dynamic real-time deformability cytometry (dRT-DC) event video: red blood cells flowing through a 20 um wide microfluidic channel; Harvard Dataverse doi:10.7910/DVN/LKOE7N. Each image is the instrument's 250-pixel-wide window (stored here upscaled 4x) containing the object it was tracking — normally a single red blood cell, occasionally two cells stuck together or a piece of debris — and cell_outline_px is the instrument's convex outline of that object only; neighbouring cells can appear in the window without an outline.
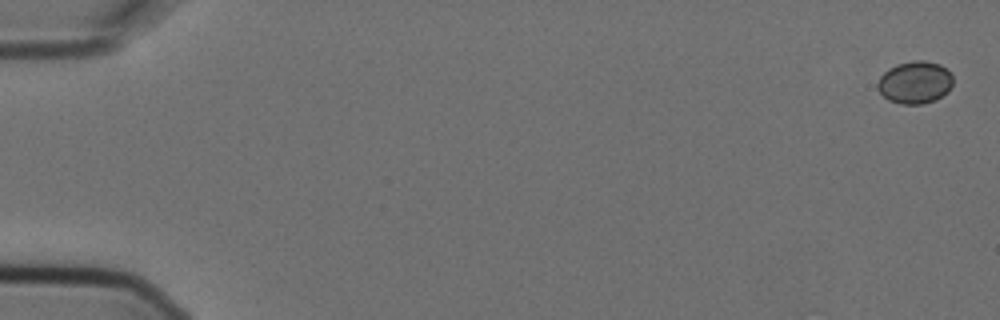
{"species": "Egyptian fruit bat (a non-hibernating species)", "species_latin": "Rousettus aegyptiacus", "temperature_condition": "cold", "stored_images_in_passage": 4, "camera_frame_rate_fps": 3000, "um_per_image_px": 0.085, "animal": {"sex": "female"}, "frame": {"image": 1, "passage_image": 1, "time_ms": 0.0, "image_size_px": [1000, 320], "cell_outline_px": [[952, 84], [948, 92], [936, 100], [920, 104], [900, 104], [888, 100], [876, 88], [876, 84], [880, 76], [888, 68], [896, 64], [912, 60], [924, 60], [940, 64], [952, 76]], "centroid_in_image_um": [77.74, 7.0], "position_along_channel_um": 7.3, "area_um2": 18.79}}
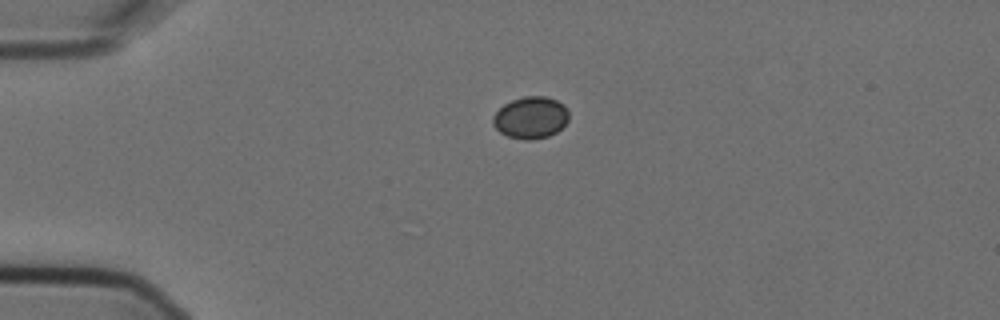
{"frame": {"image": 2, "passage_image": 4, "time_ms": 1.0, "image_size_px": [1000, 320], "cell_outline_px": [[568, 120], [556, 132], [548, 136], [532, 140], [524, 140], [508, 136], [500, 132], [492, 124], [492, 116], [504, 104], [512, 100], [524, 96], [544, 96], [556, 100], [564, 104], [568, 108]], "centroid_in_image_um": [45.1, 9.99], "position_along_channel_um": 39.9, "area_um2": 18.55}}